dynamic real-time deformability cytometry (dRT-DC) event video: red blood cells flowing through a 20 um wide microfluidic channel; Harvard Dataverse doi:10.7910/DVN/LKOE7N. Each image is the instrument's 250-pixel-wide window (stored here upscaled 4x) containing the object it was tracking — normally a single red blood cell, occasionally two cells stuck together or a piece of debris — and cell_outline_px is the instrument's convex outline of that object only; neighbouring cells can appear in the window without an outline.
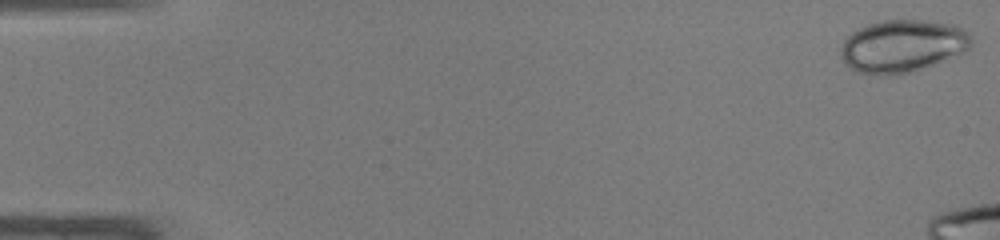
{"species": "common noctule bat (a hibernating species)", "species_latin": "Nyctalus noctula", "temperature_condition": "warm", "stored_images_in_passage": 15, "camera_frame_rate_fps": 3000, "um_per_image_px": 0.085, "animal": {"sex": "male", "body_mass_g": 19.0, "forearm_length_mm": 50.8}, "frame": {"image": 1, "passage_image": 1, "time_ms": 0.0, "image_size_px": [1000, 240], "cell_outline_px": [[972, 44], [968, 48], [960, 52], [932, 64], [908, 72], [892, 76], [876, 76], [856, 72], [844, 64], [840, 56], [840, 48], [844, 40], [852, 32], [868, 24], [880, 20], [924, 20], [956, 24], [968, 32], [972, 36]], "centroid_in_image_um": [76.65, 3.91], "position_along_channel_um": 8.3, "area_um2": 40.06}}